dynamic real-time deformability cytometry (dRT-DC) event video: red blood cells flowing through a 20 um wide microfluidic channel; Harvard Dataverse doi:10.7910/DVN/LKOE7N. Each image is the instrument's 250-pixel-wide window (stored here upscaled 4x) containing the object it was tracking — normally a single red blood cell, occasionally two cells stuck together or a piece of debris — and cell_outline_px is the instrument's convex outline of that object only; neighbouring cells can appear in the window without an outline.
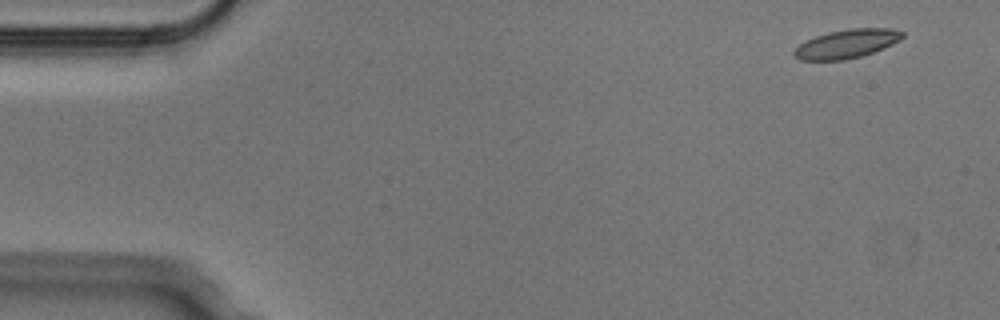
{"species": "Egyptian fruit bat (a non-hibernating species)", "species_latin": "Rousettus aegyptiacus", "temperature_condition": "cold", "stored_images_in_passage": 4, "camera_frame_rate_fps": 3000, "um_per_image_px": 0.085, "animal": {"sex": "male"}, "frame": {"image": 1, "passage_image": 1, "time_ms": 0.0, "image_size_px": [1000, 320], "cell_outline_px": [[904, 36], [900, 40], [884, 48], [860, 56], [844, 60], [800, 60], [792, 56], [792, 52], [800, 44], [816, 36], [828, 32], [848, 28], [892, 28], [904, 32]], "centroid_in_image_um": [71.97, 3.72], "position_along_channel_um": 13.0, "area_um2": 18.15}}
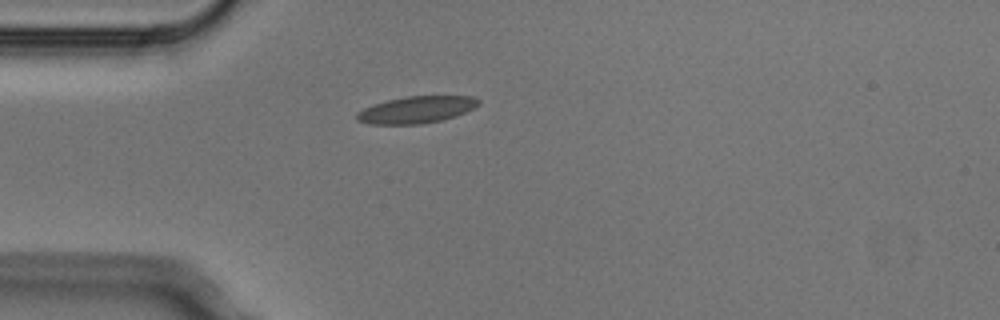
{"frame": {"image": 2, "passage_image": 3, "time_ms": 0.667, "image_size_px": [1000, 320], "cell_outline_px": [[480, 104], [464, 112], [440, 120], [420, 124], [368, 124], [356, 120], [356, 112], [364, 108], [388, 100], [408, 96], [472, 96], [480, 100]], "centroid_in_image_um": [35.36, 9.32], "position_along_channel_um": 49.6, "area_um2": 18.79}}